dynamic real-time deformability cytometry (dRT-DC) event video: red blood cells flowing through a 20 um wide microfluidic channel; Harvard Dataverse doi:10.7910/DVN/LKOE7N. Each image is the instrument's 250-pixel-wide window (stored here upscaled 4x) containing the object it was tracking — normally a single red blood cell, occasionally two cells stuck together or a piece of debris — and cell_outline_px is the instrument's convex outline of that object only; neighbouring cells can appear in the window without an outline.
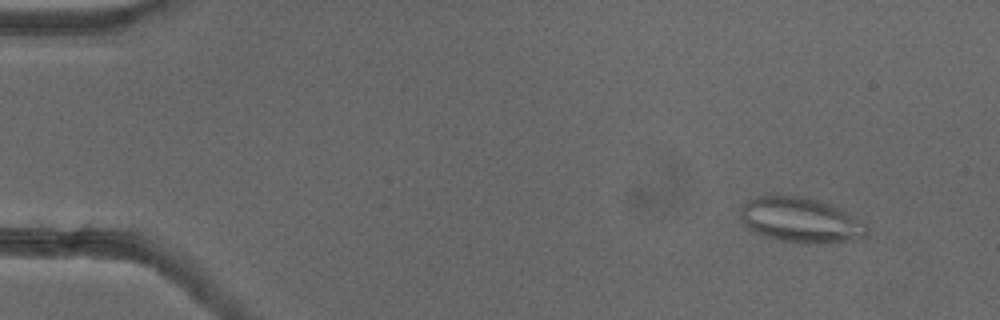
{"species": "common noctule bat (a hibernating species)", "species_latin": "Nyctalus noctula", "temperature_condition": "cold", "stored_images_in_passage": 53, "camera_frame_rate_fps": 3000, "um_per_image_px": 0.085, "animal": {"sex": "female"}, "frame": {"image": 1, "passage_image": 5, "time_ms": 1.333, "image_size_px": [1000, 320], "cell_outline_px": [[868, 236], [852, 240], [784, 240], [764, 236], [748, 228], [740, 220], [740, 208], [748, 200], [756, 196], [772, 192], [776, 192], [804, 196], [836, 204], [864, 224], [868, 228]], "centroid_in_image_um": [67.98, 18.58], "position_along_channel_um": 17.0, "area_um2": 33.06}}
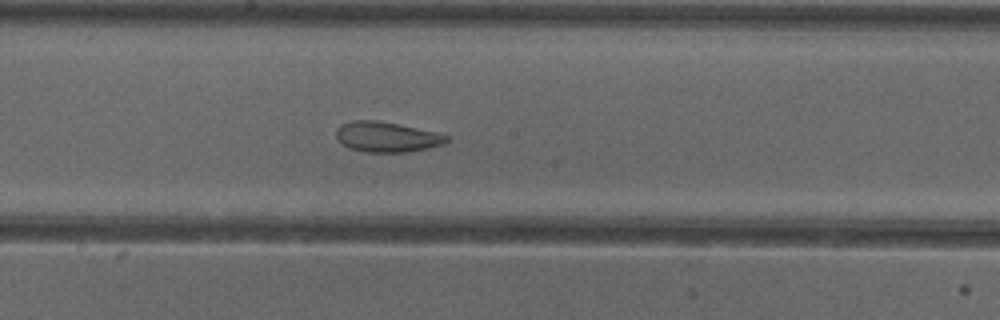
{"frame": {"image": 2, "passage_image": 29, "time_ms": 9.333, "image_size_px": [1000, 320], "cell_outline_px": [[448, 140], [444, 144], [428, 148], [404, 152], [364, 152], [348, 148], [336, 136], [336, 128], [340, 124], [352, 120], [376, 120], [436, 132], [448, 136]], "centroid_in_image_um": [32.84, 11.64], "position_along_channel_um": 215.4, "area_um2": 19.31}}
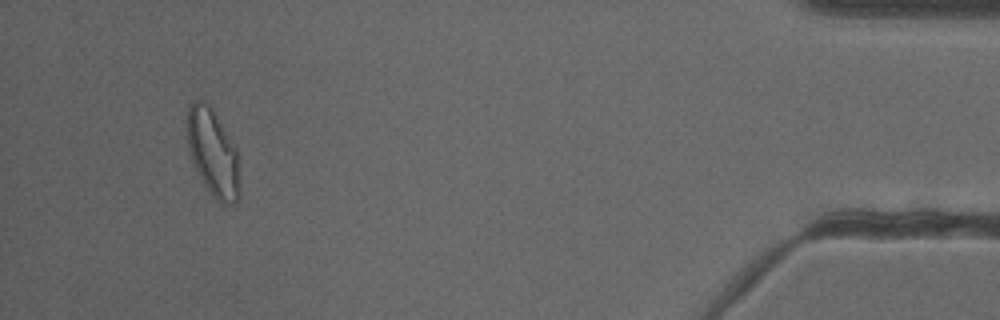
{"frame": {"image": 3, "passage_image": 50, "time_ms": 16.333, "image_size_px": [1000, 320], "cell_outline_px": [[240, 196], [236, 204], [224, 204], [216, 200], [208, 192], [192, 160], [188, 148], [184, 128], [184, 120], [188, 108], [196, 100], [204, 100], [212, 108], [236, 148], [240, 188]], "centroid_in_image_um": [18.07, 12.99], "position_along_channel_um": 417.1, "area_um2": 27.11}, "authors_computed_cell_mechanics": {"area_um2": 24.6228, "velocity_mm_per_s": 3.8794, "shape_relaxation_time_tau1_ms": null, "shape_relaxation_time_tau2_ms": 2.3598, "deformation_change_tau1": null, "deformation_change_tau2": 0.0865}}